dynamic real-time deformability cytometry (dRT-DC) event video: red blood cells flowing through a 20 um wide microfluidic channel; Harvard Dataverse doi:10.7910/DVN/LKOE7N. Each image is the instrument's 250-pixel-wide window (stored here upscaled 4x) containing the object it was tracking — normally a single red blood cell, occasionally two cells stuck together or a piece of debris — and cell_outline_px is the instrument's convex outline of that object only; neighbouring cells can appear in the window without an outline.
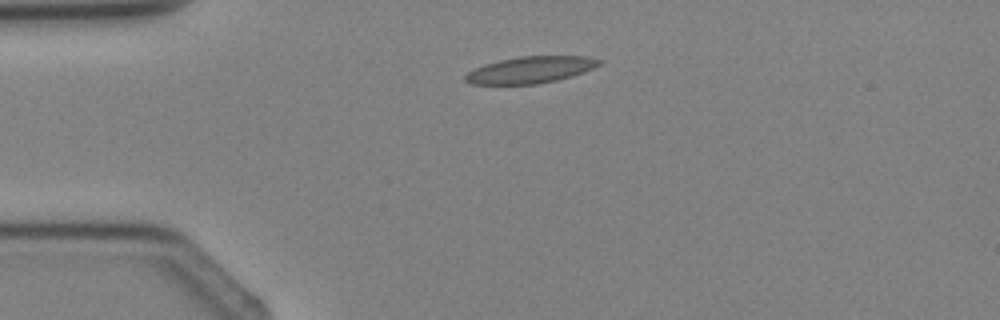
{"species": "Egyptian fruit bat (a non-hibernating species)", "species_latin": "Rousettus aegyptiacus", "temperature_condition": "cold", "stored_images_in_passage": 1, "camera_frame_rate_fps": 3000, "um_per_image_px": 0.085, "animal": {"sex": "female"}, "frame": {"image": 1, "passage_image": 1, "time_ms": 0.0, "image_size_px": [1000, 320], "cell_outline_px": [[604, 60], [600, 64], [584, 72], [556, 80], [536, 84], [472, 84], [464, 80], [464, 76], [468, 72], [484, 64], [500, 60], [520, 56], [588, 56]], "centroid_in_image_um": [45.1, 5.93], "position_along_channel_um": 39.9, "area_um2": 20.69}}